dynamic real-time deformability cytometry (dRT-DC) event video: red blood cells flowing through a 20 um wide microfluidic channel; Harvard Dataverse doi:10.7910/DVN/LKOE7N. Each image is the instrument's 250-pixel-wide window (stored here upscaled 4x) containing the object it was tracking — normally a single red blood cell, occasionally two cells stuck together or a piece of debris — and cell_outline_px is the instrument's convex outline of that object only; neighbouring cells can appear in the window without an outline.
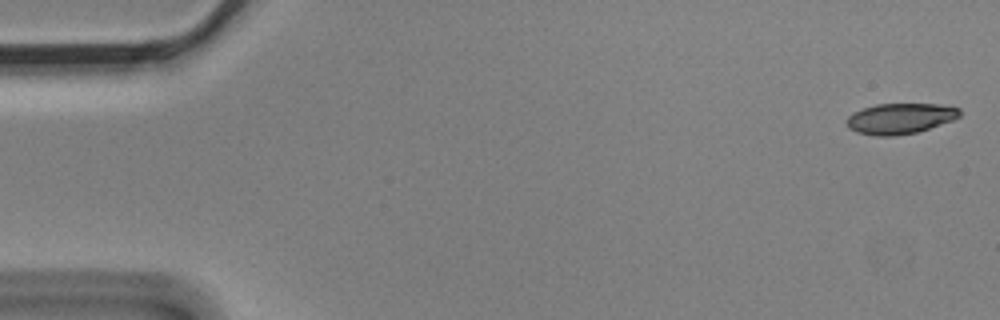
{"species": "Egyptian fruit bat (a non-hibernating species)", "species_latin": "Rousettus aegyptiacus", "temperature_condition": "cold", "stored_images_in_passage": 4, "camera_frame_rate_fps": 3000, "um_per_image_px": 0.085, "animal": {"sex": "male"}, "frame": {"image": 1, "passage_image": 1, "time_ms": 0.0, "image_size_px": [1000, 320], "cell_outline_px": [[960, 116], [952, 120], [916, 132], [896, 136], [876, 136], [856, 132], [848, 128], [844, 120], [852, 112], [876, 104], [940, 104], [960, 108]], "centroid_in_image_um": [76.46, 10.07], "position_along_channel_um": 8.5, "area_um2": 20.23}}
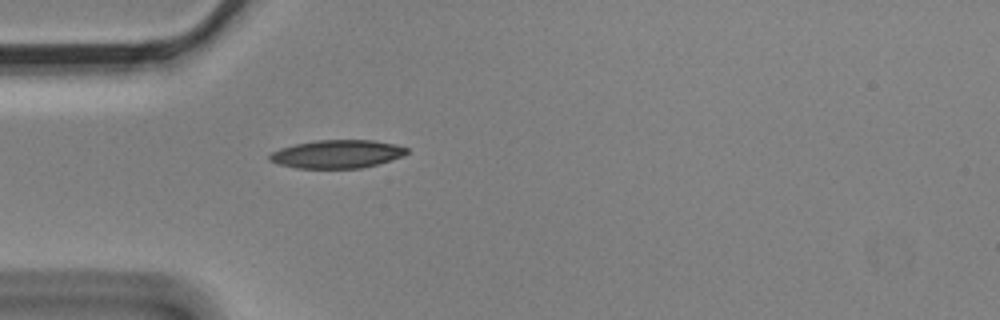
{"frame": {"image": 2, "passage_image": 4, "time_ms": 1.0, "image_size_px": [1000, 320], "cell_outline_px": [[408, 152], [404, 156], [376, 164], [360, 168], [296, 168], [276, 164], [268, 160], [268, 156], [272, 152], [280, 148], [296, 144], [316, 140], [372, 140], [392, 144], [408, 148]], "centroid_in_image_um": [28.61, 13.1], "position_along_channel_um": 56.4, "area_um2": 22.48}}